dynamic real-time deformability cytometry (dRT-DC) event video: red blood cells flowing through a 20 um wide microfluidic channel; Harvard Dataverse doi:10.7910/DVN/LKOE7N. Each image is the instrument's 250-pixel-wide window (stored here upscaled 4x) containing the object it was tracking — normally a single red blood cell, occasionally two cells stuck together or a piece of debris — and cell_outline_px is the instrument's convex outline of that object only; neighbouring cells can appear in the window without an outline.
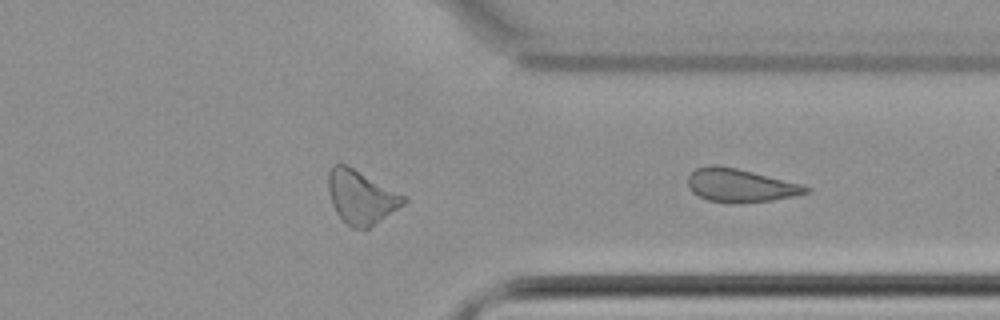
{"species": "common noctule bat (a hibernating species)", "species_latin": "Nyctalus noctula", "temperature_condition": "cold", "stored_images_in_passage": 29, "segment_of_instrument_passage": [2, 2], "camera_frame_rate_fps": 3000, "um_per_image_px": 0.085, "animal": {"sex": "female", "body_mass_g": 22.7, "forearm_length_mm": 54.2}, "frame": {"image": 1, "passage_image": 29, "time_ms": 9.333, "image_size_px": [1000, 320], "cell_outline_px": [[812, 188], [808, 192], [792, 196], [772, 200], [740, 204], [732, 204], [708, 200], [692, 192], [688, 188], [688, 176], [696, 168], [708, 164], [716, 164], [736, 168], [800, 184]], "centroid_in_image_um": [62.87, 15.77], "position_along_channel_um": 348.5, "area_um2": 22.89}}